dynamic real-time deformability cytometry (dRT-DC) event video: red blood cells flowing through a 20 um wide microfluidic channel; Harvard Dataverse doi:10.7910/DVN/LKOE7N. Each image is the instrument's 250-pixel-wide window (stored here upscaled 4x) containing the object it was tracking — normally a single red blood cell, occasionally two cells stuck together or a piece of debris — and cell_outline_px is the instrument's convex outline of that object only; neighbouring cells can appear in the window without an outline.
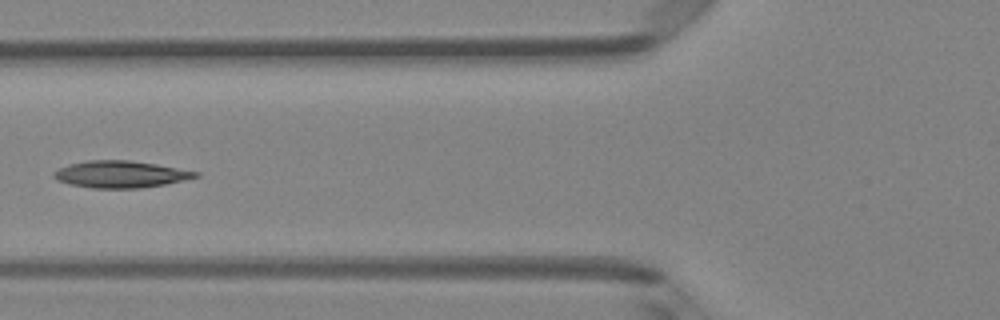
{"species": "Egyptian fruit bat (a non-hibernating species)", "species_latin": "Rousettus aegyptiacus", "temperature_condition": "room temperature", "stored_images_in_passage": 5, "camera_frame_rate_fps": 3000, "um_per_image_px": 0.085, "animal": {"sex": "female"}, "frame": {"image": 1, "passage_image": 5, "time_ms": 1.333, "image_size_px": [1000, 320], "cell_outline_px": [[200, 176], [164, 184], [140, 188], [92, 188], [72, 184], [56, 180], [52, 176], [52, 172], [68, 164], [88, 160], [128, 160], [156, 164], [200, 172]], "centroid_in_image_um": [10.22, 14.81], "position_along_channel_um": 115.6, "area_um2": 22.08}}